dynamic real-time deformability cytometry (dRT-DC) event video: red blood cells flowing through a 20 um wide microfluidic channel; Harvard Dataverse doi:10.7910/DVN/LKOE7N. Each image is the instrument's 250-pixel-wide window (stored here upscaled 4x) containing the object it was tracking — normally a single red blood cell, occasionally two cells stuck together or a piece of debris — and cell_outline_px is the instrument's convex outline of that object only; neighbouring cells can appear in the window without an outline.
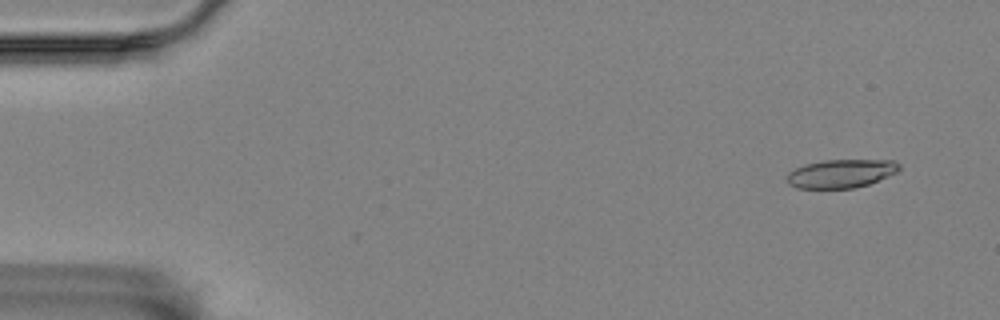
{"species": "Egyptian fruit bat (a non-hibernating species)", "species_latin": "Rousettus aegyptiacus", "temperature_condition": "room temperature", "stored_images_in_passage": 53, "camera_frame_rate_fps": 3000, "um_per_image_px": 0.085, "animal": {"sex": "female"}, "frame": {"image": 1, "passage_image": 1, "time_ms": 0.0, "image_size_px": [1000, 320], "cell_outline_px": [[900, 168], [896, 172], [868, 184], [856, 188], [796, 188], [788, 184], [788, 172], [804, 164], [824, 160], [896, 160], [900, 164]], "centroid_in_image_um": [71.48, 14.74], "position_along_channel_um": 13.5, "area_um2": 18.55}}
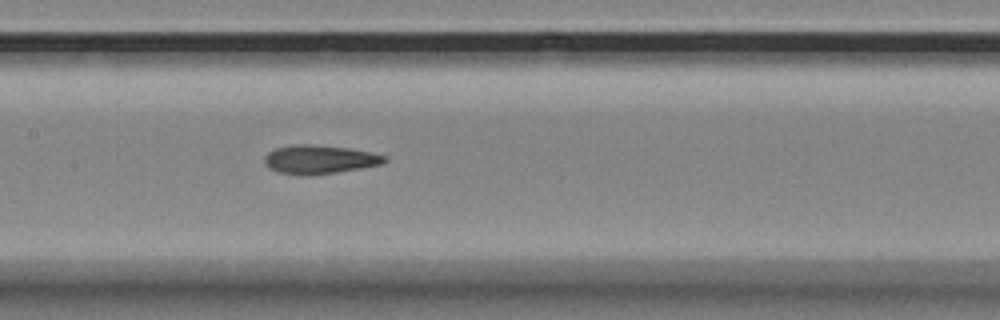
{"frame": {"image": 2, "passage_image": 24, "time_ms": 7.667, "image_size_px": [1000, 320], "cell_outline_px": [[388, 160], [384, 164], [336, 172], [300, 176], [280, 172], [268, 168], [264, 164], [264, 156], [268, 152], [276, 148], [296, 144], [312, 144], [348, 148], [388, 156]], "centroid_in_image_um": [27.14, 13.55], "position_along_channel_um": 180.3, "area_um2": 20.11}}
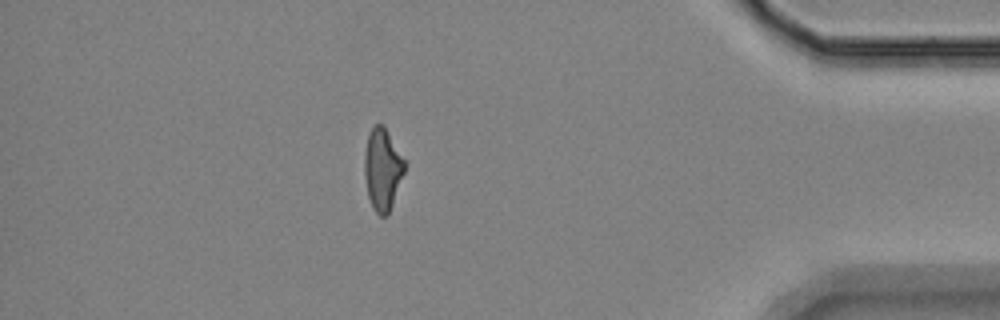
{"frame": {"image": 3, "passage_image": 46, "time_ms": 15.0, "image_size_px": [1000, 320], "cell_outline_px": [[404, 172], [388, 216], [380, 216], [372, 208], [368, 196], [364, 172], [364, 152], [368, 136], [372, 128], [376, 124], [384, 124], [404, 160]], "centroid_in_image_um": [32.49, 14.4], "position_along_channel_um": 402.7, "area_um2": 19.02}, "authors_computed_cell_mechanics": {"area_um2": 19.5364, "velocity_mm_per_s": 3.5692, "shape_relaxation_time_tau1_ms": 11.3232, "shape_relaxation_time_tau2_ms": 2.9567, "deformation_change_tau1": 0.2423, "deformation_change_tau2": 0.1201}}